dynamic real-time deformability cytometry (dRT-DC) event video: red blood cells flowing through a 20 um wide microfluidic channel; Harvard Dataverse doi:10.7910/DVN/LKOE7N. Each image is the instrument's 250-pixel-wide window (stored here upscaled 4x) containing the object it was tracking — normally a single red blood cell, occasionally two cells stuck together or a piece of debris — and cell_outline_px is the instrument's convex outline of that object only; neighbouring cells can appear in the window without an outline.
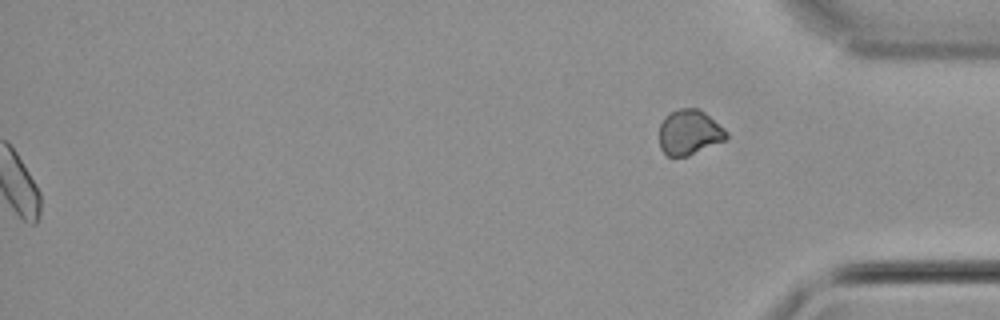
{"species": "common noctule bat (a hibernating species)", "species_latin": "Nyctalus noctula", "temperature_condition": "cold", "stored_images_in_passage": 49, "segment_of_instrument_passage": [2, 2], "camera_frame_rate_fps": 3000, "um_per_image_px": 0.085, "animal": {"sex": "male", "body_mass_g": 21.5, "forearm_length_mm": 52.0}, "frame": {"image": 1, "passage_image": 49, "time_ms": 16.0, "image_size_px": [1000, 320], "cell_outline_px": [[728, 140], [688, 156], [668, 156], [660, 148], [660, 124], [664, 116], [680, 108], [696, 108], [704, 112], [724, 128], [728, 132]], "centroid_in_image_um": [58.62, 11.26], "position_along_channel_um": 376.6, "area_um2": 17.74}}